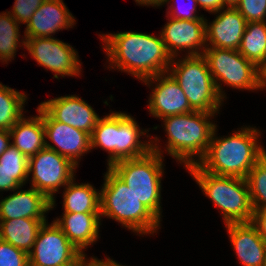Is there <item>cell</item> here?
<instances>
[{
    "label": "cell",
    "mask_w": 266,
    "mask_h": 266,
    "mask_svg": "<svg viewBox=\"0 0 266 266\" xmlns=\"http://www.w3.org/2000/svg\"><path fill=\"white\" fill-rule=\"evenodd\" d=\"M159 36L135 31L99 35L109 69H119L140 81L168 72L172 57Z\"/></svg>",
    "instance_id": "6da1fadb"
},
{
    "label": "cell",
    "mask_w": 266,
    "mask_h": 266,
    "mask_svg": "<svg viewBox=\"0 0 266 266\" xmlns=\"http://www.w3.org/2000/svg\"><path fill=\"white\" fill-rule=\"evenodd\" d=\"M227 137H216L217 126L205 156L197 163L204 171L218 176L244 178L266 153L259 145L260 130L244 126Z\"/></svg>",
    "instance_id": "7a4b0ae2"
},
{
    "label": "cell",
    "mask_w": 266,
    "mask_h": 266,
    "mask_svg": "<svg viewBox=\"0 0 266 266\" xmlns=\"http://www.w3.org/2000/svg\"><path fill=\"white\" fill-rule=\"evenodd\" d=\"M215 114L193 111L163 118L168 140L165 151L184 167L197 164L205 156L217 126L210 121Z\"/></svg>",
    "instance_id": "3957f363"
},
{
    "label": "cell",
    "mask_w": 266,
    "mask_h": 266,
    "mask_svg": "<svg viewBox=\"0 0 266 266\" xmlns=\"http://www.w3.org/2000/svg\"><path fill=\"white\" fill-rule=\"evenodd\" d=\"M100 200L101 217L114 219L134 233L153 235L160 228V220L109 167L104 174Z\"/></svg>",
    "instance_id": "277c9868"
},
{
    "label": "cell",
    "mask_w": 266,
    "mask_h": 266,
    "mask_svg": "<svg viewBox=\"0 0 266 266\" xmlns=\"http://www.w3.org/2000/svg\"><path fill=\"white\" fill-rule=\"evenodd\" d=\"M159 141L157 137L151 140V150L147 154L137 158L120 160L109 168L125 182L138 200L161 221V181L165 165L163 164V151L158 146Z\"/></svg>",
    "instance_id": "5b68a950"
},
{
    "label": "cell",
    "mask_w": 266,
    "mask_h": 266,
    "mask_svg": "<svg viewBox=\"0 0 266 266\" xmlns=\"http://www.w3.org/2000/svg\"><path fill=\"white\" fill-rule=\"evenodd\" d=\"M110 113L100 118L93 129L91 150L100 147L108 152V167L120 160L147 154L151 150V141L142 142L140 136L147 134L150 137L149 130H141L134 117L127 113Z\"/></svg>",
    "instance_id": "8992f818"
},
{
    "label": "cell",
    "mask_w": 266,
    "mask_h": 266,
    "mask_svg": "<svg viewBox=\"0 0 266 266\" xmlns=\"http://www.w3.org/2000/svg\"><path fill=\"white\" fill-rule=\"evenodd\" d=\"M186 169L205 196L220 209L225 224L252 221L254 210L246 179L214 175L204 171L198 164Z\"/></svg>",
    "instance_id": "52a82bcc"
},
{
    "label": "cell",
    "mask_w": 266,
    "mask_h": 266,
    "mask_svg": "<svg viewBox=\"0 0 266 266\" xmlns=\"http://www.w3.org/2000/svg\"><path fill=\"white\" fill-rule=\"evenodd\" d=\"M168 72L181 87L194 111L219 113L224 100L217 92L203 55H186L177 60L174 57Z\"/></svg>",
    "instance_id": "ba28073f"
},
{
    "label": "cell",
    "mask_w": 266,
    "mask_h": 266,
    "mask_svg": "<svg viewBox=\"0 0 266 266\" xmlns=\"http://www.w3.org/2000/svg\"><path fill=\"white\" fill-rule=\"evenodd\" d=\"M203 56L207 60L217 92L223 100L226 97L221 87L223 83L239 90L261 89V69L238 50L206 47Z\"/></svg>",
    "instance_id": "9c48e42d"
},
{
    "label": "cell",
    "mask_w": 266,
    "mask_h": 266,
    "mask_svg": "<svg viewBox=\"0 0 266 266\" xmlns=\"http://www.w3.org/2000/svg\"><path fill=\"white\" fill-rule=\"evenodd\" d=\"M75 165L70 159L50 148H43L28 158V176L32 175L31 186L43 193L55 206V193L65 187L74 177Z\"/></svg>",
    "instance_id": "30bf717a"
},
{
    "label": "cell",
    "mask_w": 266,
    "mask_h": 266,
    "mask_svg": "<svg viewBox=\"0 0 266 266\" xmlns=\"http://www.w3.org/2000/svg\"><path fill=\"white\" fill-rule=\"evenodd\" d=\"M28 257L29 266H78L86 258L53 221L42 225Z\"/></svg>",
    "instance_id": "8fae6325"
},
{
    "label": "cell",
    "mask_w": 266,
    "mask_h": 266,
    "mask_svg": "<svg viewBox=\"0 0 266 266\" xmlns=\"http://www.w3.org/2000/svg\"><path fill=\"white\" fill-rule=\"evenodd\" d=\"M25 48L39 66L55 73L53 78L79 76L81 62L78 52L68 43L54 37L24 38Z\"/></svg>",
    "instance_id": "7c38bea8"
},
{
    "label": "cell",
    "mask_w": 266,
    "mask_h": 266,
    "mask_svg": "<svg viewBox=\"0 0 266 266\" xmlns=\"http://www.w3.org/2000/svg\"><path fill=\"white\" fill-rule=\"evenodd\" d=\"M167 17L168 22L160 34L168 54L172 58H177L180 51L187 50L188 56L203 55L207 47L206 20H179Z\"/></svg>",
    "instance_id": "4fadbf2b"
},
{
    "label": "cell",
    "mask_w": 266,
    "mask_h": 266,
    "mask_svg": "<svg viewBox=\"0 0 266 266\" xmlns=\"http://www.w3.org/2000/svg\"><path fill=\"white\" fill-rule=\"evenodd\" d=\"M142 82L149 87L156 83L147 105L150 114L155 118L163 119L194 111L183 90L169 72L160 73Z\"/></svg>",
    "instance_id": "5bb4252c"
},
{
    "label": "cell",
    "mask_w": 266,
    "mask_h": 266,
    "mask_svg": "<svg viewBox=\"0 0 266 266\" xmlns=\"http://www.w3.org/2000/svg\"><path fill=\"white\" fill-rule=\"evenodd\" d=\"M43 124L46 140L48 139L55 144L52 145L46 141V147L67 157L75 165L79 166L78 162L81 159V156L91 151L90 134L65 123L56 121L44 108Z\"/></svg>",
    "instance_id": "9a60e30c"
},
{
    "label": "cell",
    "mask_w": 266,
    "mask_h": 266,
    "mask_svg": "<svg viewBox=\"0 0 266 266\" xmlns=\"http://www.w3.org/2000/svg\"><path fill=\"white\" fill-rule=\"evenodd\" d=\"M40 105L56 120L92 134L100 117L86 101L77 95L60 96Z\"/></svg>",
    "instance_id": "2e32d148"
},
{
    "label": "cell",
    "mask_w": 266,
    "mask_h": 266,
    "mask_svg": "<svg viewBox=\"0 0 266 266\" xmlns=\"http://www.w3.org/2000/svg\"><path fill=\"white\" fill-rule=\"evenodd\" d=\"M74 16L63 0H45L32 15L24 31V38L53 37L62 29L72 28Z\"/></svg>",
    "instance_id": "e0dca14e"
},
{
    "label": "cell",
    "mask_w": 266,
    "mask_h": 266,
    "mask_svg": "<svg viewBox=\"0 0 266 266\" xmlns=\"http://www.w3.org/2000/svg\"><path fill=\"white\" fill-rule=\"evenodd\" d=\"M232 248L242 266H265L266 241L252 222L225 224Z\"/></svg>",
    "instance_id": "ac0fdd59"
},
{
    "label": "cell",
    "mask_w": 266,
    "mask_h": 266,
    "mask_svg": "<svg viewBox=\"0 0 266 266\" xmlns=\"http://www.w3.org/2000/svg\"><path fill=\"white\" fill-rule=\"evenodd\" d=\"M217 13L211 23L206 19L207 47L238 50L246 28V19L236 8H224L214 14Z\"/></svg>",
    "instance_id": "d6986e66"
},
{
    "label": "cell",
    "mask_w": 266,
    "mask_h": 266,
    "mask_svg": "<svg viewBox=\"0 0 266 266\" xmlns=\"http://www.w3.org/2000/svg\"><path fill=\"white\" fill-rule=\"evenodd\" d=\"M17 190L0 200V220L31 218L47 221L45 213L51 210V201L33 187Z\"/></svg>",
    "instance_id": "ffe728a7"
},
{
    "label": "cell",
    "mask_w": 266,
    "mask_h": 266,
    "mask_svg": "<svg viewBox=\"0 0 266 266\" xmlns=\"http://www.w3.org/2000/svg\"><path fill=\"white\" fill-rule=\"evenodd\" d=\"M53 222L68 237V240L85 256L84 250L97 241L101 225L100 213H63Z\"/></svg>",
    "instance_id": "44dd1931"
},
{
    "label": "cell",
    "mask_w": 266,
    "mask_h": 266,
    "mask_svg": "<svg viewBox=\"0 0 266 266\" xmlns=\"http://www.w3.org/2000/svg\"><path fill=\"white\" fill-rule=\"evenodd\" d=\"M38 114L29 118L23 115L9 130L13 144L27 158L34 156L46 147L45 128L43 124V107H37Z\"/></svg>",
    "instance_id": "7402d4cb"
},
{
    "label": "cell",
    "mask_w": 266,
    "mask_h": 266,
    "mask_svg": "<svg viewBox=\"0 0 266 266\" xmlns=\"http://www.w3.org/2000/svg\"><path fill=\"white\" fill-rule=\"evenodd\" d=\"M45 222L31 218L0 220V239L29 254Z\"/></svg>",
    "instance_id": "603a6c76"
},
{
    "label": "cell",
    "mask_w": 266,
    "mask_h": 266,
    "mask_svg": "<svg viewBox=\"0 0 266 266\" xmlns=\"http://www.w3.org/2000/svg\"><path fill=\"white\" fill-rule=\"evenodd\" d=\"M73 178L64 188L63 213H100V191L89 183H74Z\"/></svg>",
    "instance_id": "cb8c5ba5"
},
{
    "label": "cell",
    "mask_w": 266,
    "mask_h": 266,
    "mask_svg": "<svg viewBox=\"0 0 266 266\" xmlns=\"http://www.w3.org/2000/svg\"><path fill=\"white\" fill-rule=\"evenodd\" d=\"M238 51L262 69L266 65V22H248Z\"/></svg>",
    "instance_id": "d4e9b609"
},
{
    "label": "cell",
    "mask_w": 266,
    "mask_h": 266,
    "mask_svg": "<svg viewBox=\"0 0 266 266\" xmlns=\"http://www.w3.org/2000/svg\"><path fill=\"white\" fill-rule=\"evenodd\" d=\"M27 95L0 83V130H10L24 115Z\"/></svg>",
    "instance_id": "484cf974"
},
{
    "label": "cell",
    "mask_w": 266,
    "mask_h": 266,
    "mask_svg": "<svg viewBox=\"0 0 266 266\" xmlns=\"http://www.w3.org/2000/svg\"><path fill=\"white\" fill-rule=\"evenodd\" d=\"M19 25L9 12L0 13V60L7 64L14 59L18 47L25 46V39L19 40Z\"/></svg>",
    "instance_id": "4316f807"
},
{
    "label": "cell",
    "mask_w": 266,
    "mask_h": 266,
    "mask_svg": "<svg viewBox=\"0 0 266 266\" xmlns=\"http://www.w3.org/2000/svg\"><path fill=\"white\" fill-rule=\"evenodd\" d=\"M246 181L253 210L266 209V153L250 170Z\"/></svg>",
    "instance_id": "83f0119b"
},
{
    "label": "cell",
    "mask_w": 266,
    "mask_h": 266,
    "mask_svg": "<svg viewBox=\"0 0 266 266\" xmlns=\"http://www.w3.org/2000/svg\"><path fill=\"white\" fill-rule=\"evenodd\" d=\"M0 165L8 173L15 174V180L23 187L29 180L28 158L13 144L0 155Z\"/></svg>",
    "instance_id": "f1b7e54d"
},
{
    "label": "cell",
    "mask_w": 266,
    "mask_h": 266,
    "mask_svg": "<svg viewBox=\"0 0 266 266\" xmlns=\"http://www.w3.org/2000/svg\"><path fill=\"white\" fill-rule=\"evenodd\" d=\"M248 22H266V0H239L235 7Z\"/></svg>",
    "instance_id": "f546056e"
},
{
    "label": "cell",
    "mask_w": 266,
    "mask_h": 266,
    "mask_svg": "<svg viewBox=\"0 0 266 266\" xmlns=\"http://www.w3.org/2000/svg\"><path fill=\"white\" fill-rule=\"evenodd\" d=\"M0 266H29L28 254L0 239Z\"/></svg>",
    "instance_id": "4dcf8cb0"
},
{
    "label": "cell",
    "mask_w": 266,
    "mask_h": 266,
    "mask_svg": "<svg viewBox=\"0 0 266 266\" xmlns=\"http://www.w3.org/2000/svg\"><path fill=\"white\" fill-rule=\"evenodd\" d=\"M45 0H15L12 11H8L19 24H27Z\"/></svg>",
    "instance_id": "1f68e13d"
},
{
    "label": "cell",
    "mask_w": 266,
    "mask_h": 266,
    "mask_svg": "<svg viewBox=\"0 0 266 266\" xmlns=\"http://www.w3.org/2000/svg\"><path fill=\"white\" fill-rule=\"evenodd\" d=\"M171 1L172 0H164L163 4H169L171 3ZM185 2H188V4L186 5L189 6L187 7V9L185 8L186 10H181L180 6H175V7L174 5L168 6L167 10L169 11H167L168 14L167 16L179 20H206L203 15L199 16V14L198 15L196 14L197 13L196 9L198 5L196 0H185Z\"/></svg>",
    "instance_id": "d6a6232c"
},
{
    "label": "cell",
    "mask_w": 266,
    "mask_h": 266,
    "mask_svg": "<svg viewBox=\"0 0 266 266\" xmlns=\"http://www.w3.org/2000/svg\"><path fill=\"white\" fill-rule=\"evenodd\" d=\"M22 187L16 180L15 174L8 173L0 165V192L1 191H16Z\"/></svg>",
    "instance_id": "836d02e7"
},
{
    "label": "cell",
    "mask_w": 266,
    "mask_h": 266,
    "mask_svg": "<svg viewBox=\"0 0 266 266\" xmlns=\"http://www.w3.org/2000/svg\"><path fill=\"white\" fill-rule=\"evenodd\" d=\"M251 222L257 227L259 235L266 241V209L254 210Z\"/></svg>",
    "instance_id": "e575fe53"
},
{
    "label": "cell",
    "mask_w": 266,
    "mask_h": 266,
    "mask_svg": "<svg viewBox=\"0 0 266 266\" xmlns=\"http://www.w3.org/2000/svg\"><path fill=\"white\" fill-rule=\"evenodd\" d=\"M87 259V260H86ZM89 260V261H88ZM78 266H125L122 264H119L115 260H111L110 257L106 259H98L94 257H91L90 259L85 258Z\"/></svg>",
    "instance_id": "d590c367"
},
{
    "label": "cell",
    "mask_w": 266,
    "mask_h": 266,
    "mask_svg": "<svg viewBox=\"0 0 266 266\" xmlns=\"http://www.w3.org/2000/svg\"><path fill=\"white\" fill-rule=\"evenodd\" d=\"M199 7L210 12L215 13L224 9L222 5V0H196Z\"/></svg>",
    "instance_id": "8d00e7d4"
},
{
    "label": "cell",
    "mask_w": 266,
    "mask_h": 266,
    "mask_svg": "<svg viewBox=\"0 0 266 266\" xmlns=\"http://www.w3.org/2000/svg\"><path fill=\"white\" fill-rule=\"evenodd\" d=\"M10 140H12L10 131L9 130H0V155L11 144Z\"/></svg>",
    "instance_id": "74e56055"
},
{
    "label": "cell",
    "mask_w": 266,
    "mask_h": 266,
    "mask_svg": "<svg viewBox=\"0 0 266 266\" xmlns=\"http://www.w3.org/2000/svg\"><path fill=\"white\" fill-rule=\"evenodd\" d=\"M137 4L139 5H144V6H154V7H158V6H162L164 0H134Z\"/></svg>",
    "instance_id": "f35d334b"
},
{
    "label": "cell",
    "mask_w": 266,
    "mask_h": 266,
    "mask_svg": "<svg viewBox=\"0 0 266 266\" xmlns=\"http://www.w3.org/2000/svg\"><path fill=\"white\" fill-rule=\"evenodd\" d=\"M239 3V0H222L224 8H235Z\"/></svg>",
    "instance_id": "ab89813d"
},
{
    "label": "cell",
    "mask_w": 266,
    "mask_h": 266,
    "mask_svg": "<svg viewBox=\"0 0 266 266\" xmlns=\"http://www.w3.org/2000/svg\"><path fill=\"white\" fill-rule=\"evenodd\" d=\"M266 88V65L261 69V89Z\"/></svg>",
    "instance_id": "60d3db41"
}]
</instances>
